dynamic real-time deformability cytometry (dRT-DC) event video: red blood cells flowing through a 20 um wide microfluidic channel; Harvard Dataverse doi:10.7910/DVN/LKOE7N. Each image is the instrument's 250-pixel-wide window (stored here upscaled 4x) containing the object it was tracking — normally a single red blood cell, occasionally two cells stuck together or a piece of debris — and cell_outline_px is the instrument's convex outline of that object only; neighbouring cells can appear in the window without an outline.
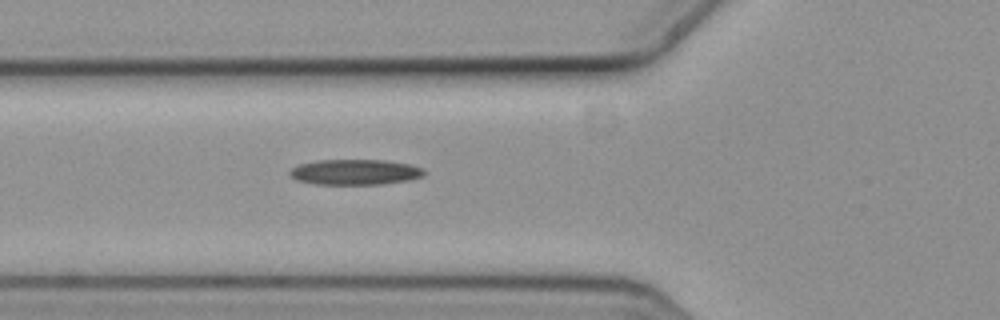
{"species": "common noctule bat (a hibernating species)", "species_latin": "Nyctalus noctula", "temperature_condition": "cold", "stored_images_in_passage": 6, "camera_frame_rate_fps": 3000, "um_per_image_px": 0.085, "animal": {"sex": "female", "body_mass_g": 19.3, "forearm_length_mm": 54.1}, "frame": {"image": 1, "passage_image": 6, "time_ms": 1.667, "image_size_px": [1000, 320], "cell_outline_px": [[424, 176], [408, 180], [380, 184], [316, 184], [296, 180], [288, 176], [288, 172], [292, 168], [300, 164], [316, 160], [384, 160], [408, 164], [424, 168]], "centroid_in_image_um": [30.14, 14.62], "position_along_channel_um": 95.7, "area_um2": 19.94}}